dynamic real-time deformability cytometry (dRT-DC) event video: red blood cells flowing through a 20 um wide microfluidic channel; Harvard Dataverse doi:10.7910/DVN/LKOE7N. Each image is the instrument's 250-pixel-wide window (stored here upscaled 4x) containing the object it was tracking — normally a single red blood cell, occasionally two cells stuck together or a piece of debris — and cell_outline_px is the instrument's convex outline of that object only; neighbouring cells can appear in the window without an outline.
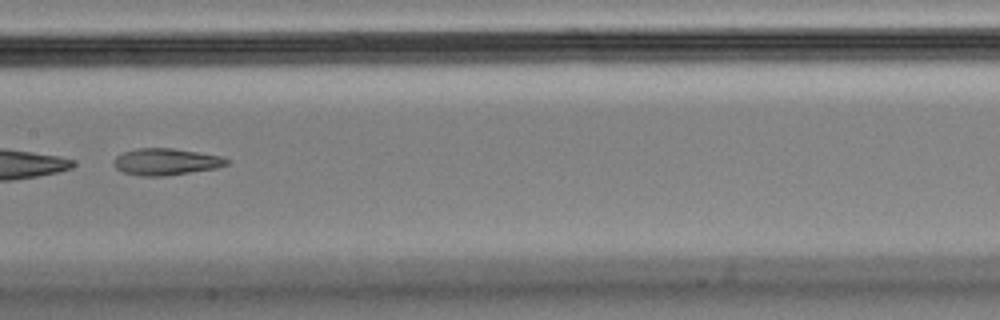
{"species": "Egyptian fruit bat (a non-hibernating species)", "species_latin": "Rousettus aegyptiacus", "temperature_condition": "cold", "stored_images_in_passage": 11, "camera_frame_rate_fps": 3000, "um_per_image_px": 0.085, "animal": {"sex": "male"}, "frame": {"image": 1, "passage_image": 4, "time_ms": 1.0, "image_size_px": [1000, 320], "cell_outline_px": [[232, 160], [228, 164], [216, 168], [164, 176], [140, 176], [124, 172], [116, 168], [112, 164], [112, 160], [116, 156], [124, 152], [136, 148], [172, 148], [224, 156]], "centroid_in_image_um": [14.12, 13.74], "position_along_channel_um": 193.3, "area_um2": 17.74}}
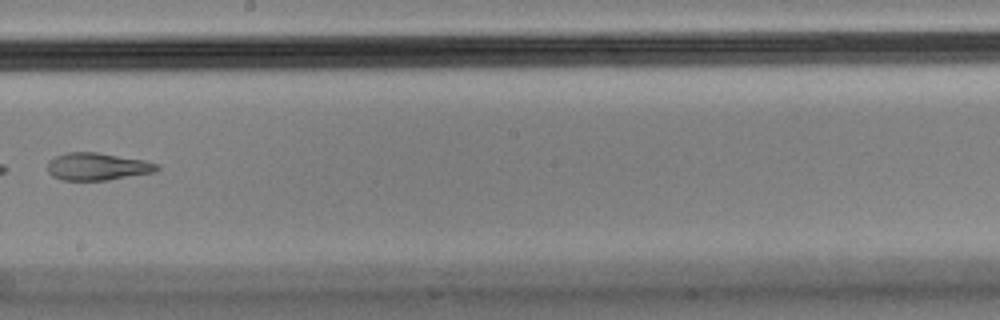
{"frame": {"image": 2, "passage_image": 5, "time_ms": 1.333, "image_size_px": [1000, 320], "cell_outline_px": [[160, 168], [152, 172], [108, 180], [60, 180], [52, 176], [48, 172], [48, 160], [56, 156], [68, 152], [96, 152], [144, 160], [160, 164]], "centroid_in_image_um": [8.25, 14.15], "position_along_channel_um": 239.9, "area_um2": 17.46}}